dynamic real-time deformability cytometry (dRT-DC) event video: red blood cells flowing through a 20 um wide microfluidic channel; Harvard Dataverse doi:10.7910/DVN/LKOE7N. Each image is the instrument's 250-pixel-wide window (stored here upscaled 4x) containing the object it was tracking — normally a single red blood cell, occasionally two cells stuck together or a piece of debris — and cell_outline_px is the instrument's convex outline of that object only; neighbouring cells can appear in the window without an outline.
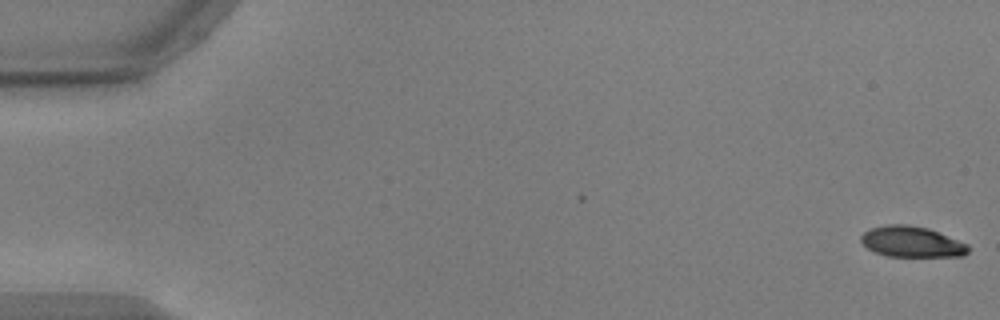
{"species": "common noctule bat (a hibernating species)", "species_latin": "Nyctalus noctula", "temperature_condition": "warm", "stored_images_in_passage": 55, "camera_frame_rate_fps": 3000, "um_per_image_px": 0.085, "animal": {"sex": "male", "body_mass_g": 17.9, "forearm_length_mm": 54.2}, "frame": {"image": 1, "passage_image": 1, "time_ms": 0.0, "image_size_px": [1000, 320], "cell_outline_px": [[968, 252], [964, 256], [884, 256], [868, 248], [860, 240], [860, 236], [864, 232], [872, 228], [884, 224], [908, 224], [928, 228], [968, 244]], "centroid_in_image_um": [77.48, 20.54], "position_along_channel_um": 7.5, "area_um2": 19.19}}
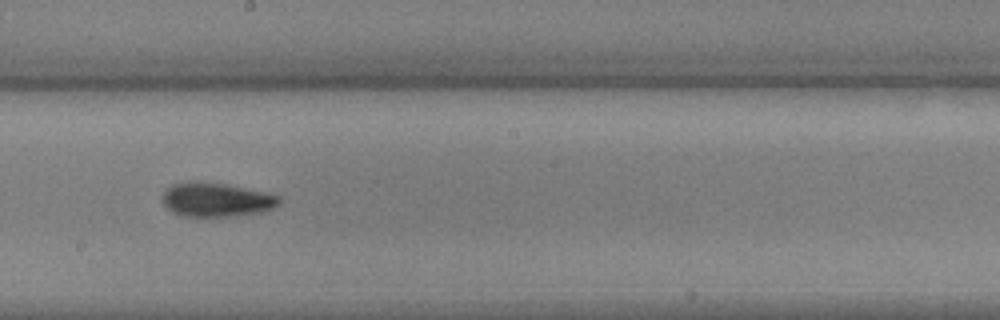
{"frame": {"image": 2, "passage_image": 31, "time_ms": 10.0, "image_size_px": [1000, 320], "cell_outline_px": [[284, 200], [280, 204], [272, 208], [260, 212], [232, 216], [180, 216], [172, 212], [164, 204], [160, 196], [172, 184], [188, 180], [196, 180], [224, 184], [264, 192], [280, 196]], "centroid_in_image_um": [18.36, 16.96], "position_along_channel_um": 229.8, "area_um2": 23.35}}
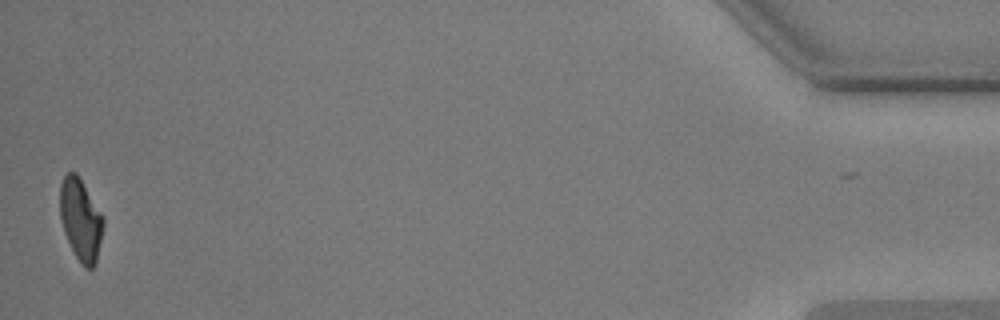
{"frame": {"image": 3, "passage_image": 54, "time_ms": 17.667, "image_size_px": [1000, 320], "cell_outline_px": [[104, 224], [96, 264], [92, 268], [84, 268], [80, 264], [64, 232], [60, 220], [60, 184], [64, 176], [68, 172], [76, 172], [104, 216]], "centroid_in_image_um": [6.87, 18.68], "position_along_channel_um": 428.3, "area_um2": 20.75}, "authors_computed_cell_mechanics": {"area_um2": 21.7328, "velocity_mm_per_s": 3.7341, "shape_relaxation_time_tau1_ms": 4.3948, "shape_relaxation_time_tau2_ms": 3.2427, "deformation_change_tau1": 0.1604, "deformation_change_tau2": 0.0955}}